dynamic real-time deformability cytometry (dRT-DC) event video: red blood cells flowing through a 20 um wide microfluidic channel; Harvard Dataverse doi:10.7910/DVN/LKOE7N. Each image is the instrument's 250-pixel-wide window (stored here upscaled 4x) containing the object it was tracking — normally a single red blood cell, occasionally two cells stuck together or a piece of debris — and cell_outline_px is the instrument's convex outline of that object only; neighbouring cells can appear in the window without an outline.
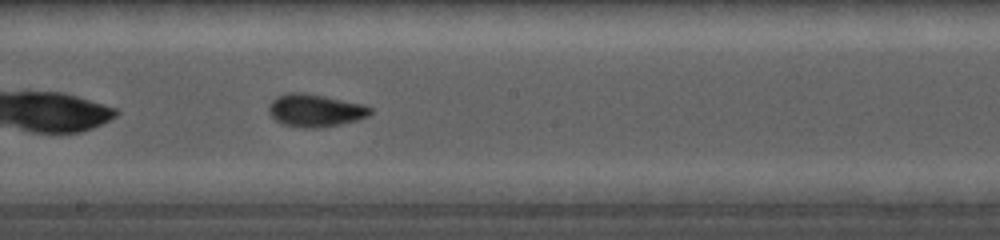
{"species": "common noctule bat (a hibernating species)", "species_latin": "Nyctalus noctula", "temperature_condition": "cold", "stored_images_in_passage": 41, "camera_frame_rate_fps": 5000, "um_per_image_px": 0.085, "animal": {"sex": "female", "body_mass_g": 19.0, "forearm_length_mm": 56.7}, "frame": {"image": 1, "passage_image": 17, "time_ms": 4.4, "image_size_px": [1000, 240], "cell_outline_px": [[372, 112], [368, 116], [356, 120], [340, 124], [316, 128], [304, 128], [284, 124], [276, 120], [268, 112], [268, 104], [276, 96], [288, 92], [300, 92], [324, 96], [364, 104], [372, 108]], "centroid_in_image_um": [26.78, 9.37], "position_along_channel_um": 221.4, "area_um2": 19.31}}